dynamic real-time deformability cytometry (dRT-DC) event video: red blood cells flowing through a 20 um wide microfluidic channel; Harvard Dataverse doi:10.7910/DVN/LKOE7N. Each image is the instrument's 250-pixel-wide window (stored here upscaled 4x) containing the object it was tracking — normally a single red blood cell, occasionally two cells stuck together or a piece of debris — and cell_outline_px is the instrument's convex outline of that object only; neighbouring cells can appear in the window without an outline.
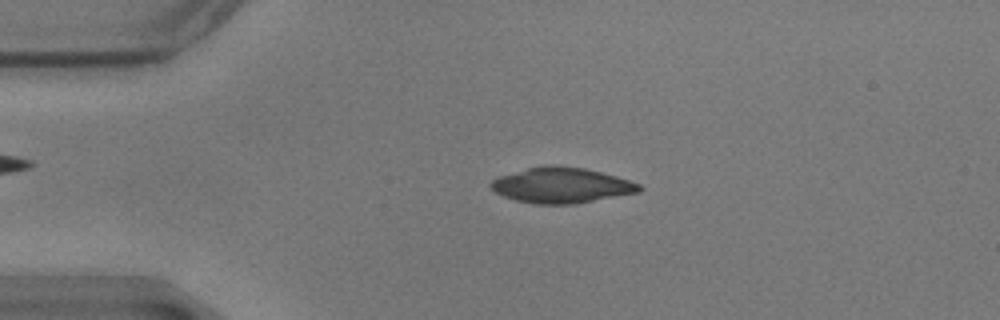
{"species": "common noctule bat (a hibernating species)", "species_latin": "Nyctalus noctula", "temperature_condition": "warm", "stored_images_in_passage": 57, "camera_frame_rate_fps": 3000, "um_per_image_px": 0.085, "animal": {"sex": "male", "body_mass_g": 17.9}, "frame": {"image": 1, "passage_image": 12, "time_ms": 3.667, "image_size_px": [1000, 320], "cell_outline_px": [[644, 188], [640, 192], [576, 204], [532, 204], [516, 200], [504, 196], [496, 192], [488, 184], [492, 180], [500, 176], [528, 168], [544, 164], [556, 164], [584, 168], [616, 176], [640, 184]], "centroid_in_image_um": [47.74, 15.75], "position_along_channel_um": 37.3, "area_um2": 30.81}}
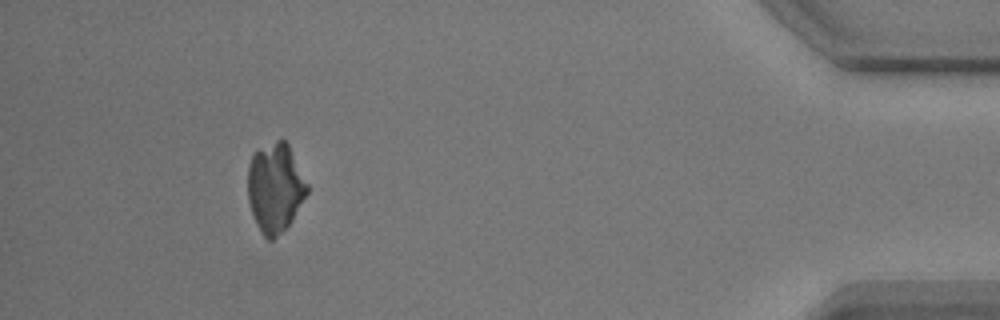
{"frame": {"image": 2, "passage_image": 52, "time_ms": 17.0, "image_size_px": [1000, 320], "cell_outline_px": [[308, 192], [292, 220], [272, 240], [268, 240], [260, 232], [256, 224], [248, 200], [248, 164], [252, 156], [256, 152], [276, 140], [284, 140], [288, 144], [308, 184]], "centroid_in_image_um": [23.38, 15.96], "position_along_channel_um": 411.8, "area_um2": 30.4}}